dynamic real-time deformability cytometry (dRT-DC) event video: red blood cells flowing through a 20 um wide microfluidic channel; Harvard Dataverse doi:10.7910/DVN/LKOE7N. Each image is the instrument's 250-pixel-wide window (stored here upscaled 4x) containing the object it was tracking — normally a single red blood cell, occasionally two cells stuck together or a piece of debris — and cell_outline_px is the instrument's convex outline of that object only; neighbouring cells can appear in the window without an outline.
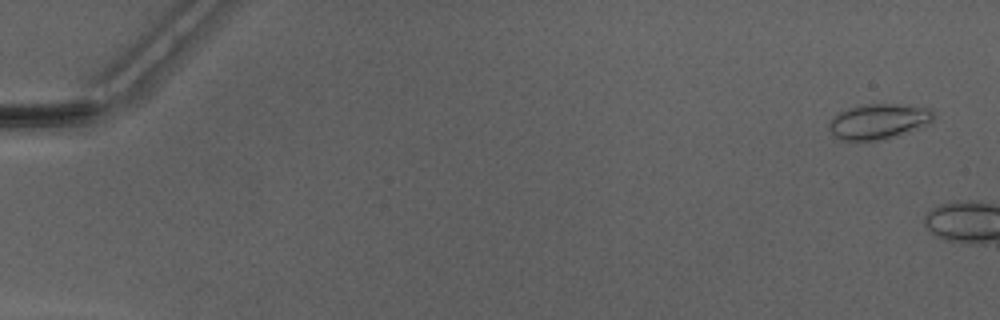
{"species": "Egyptian fruit bat (a non-hibernating species)", "species_latin": "Rousettus aegyptiacus", "temperature_condition": "warm", "stored_images_in_passage": 6, "camera_frame_rate_fps": 3000, "um_per_image_px": 0.085, "animal": {"sex": "male"}, "frame": {"image": 1, "passage_image": 3, "time_ms": 0.667, "image_size_px": [1000, 320], "cell_outline_px": [[932, 120], [928, 124], [880, 140], [840, 140], [828, 128], [828, 124], [832, 116], [848, 108], [860, 104], [900, 104], [932, 108]], "centroid_in_image_um": [74.63, 10.29], "position_along_channel_um": 10.4, "area_um2": 21.21}}